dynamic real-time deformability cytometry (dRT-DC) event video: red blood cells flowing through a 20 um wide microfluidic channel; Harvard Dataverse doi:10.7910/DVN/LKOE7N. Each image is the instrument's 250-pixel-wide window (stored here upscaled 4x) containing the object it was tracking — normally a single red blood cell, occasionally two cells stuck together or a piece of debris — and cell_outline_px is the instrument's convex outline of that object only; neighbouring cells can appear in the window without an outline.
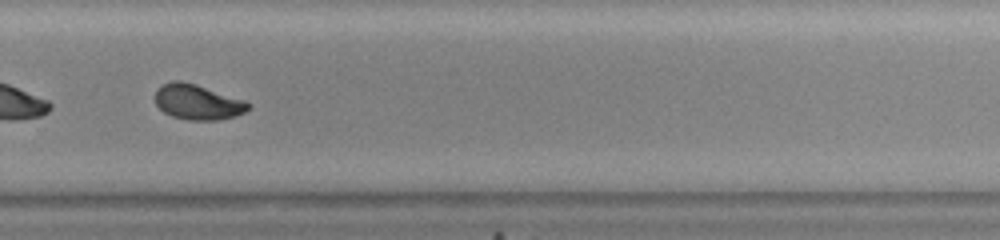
{"species": "common noctule bat (a hibernating species)", "species_latin": "Nyctalus noctula", "temperature_condition": "warm", "stored_images_in_passage": 41, "camera_frame_rate_fps": 3000, "um_per_image_px": 0.085, "animal": {"sex": "female", "body_mass_g": 23.0, "forearm_length_mm": 53.4}, "frame": {"image": 1, "passage_image": 24, "time_ms": 7.667, "image_size_px": [1000, 240], "cell_outline_px": [[252, 104], [244, 112], [236, 116], [216, 120], [188, 120], [172, 116], [164, 112], [156, 104], [156, 88], [172, 80], [180, 80], [196, 84], [244, 100]], "centroid_in_image_um": [16.79, 8.67], "position_along_channel_um": 313.0, "area_um2": 19.02}}
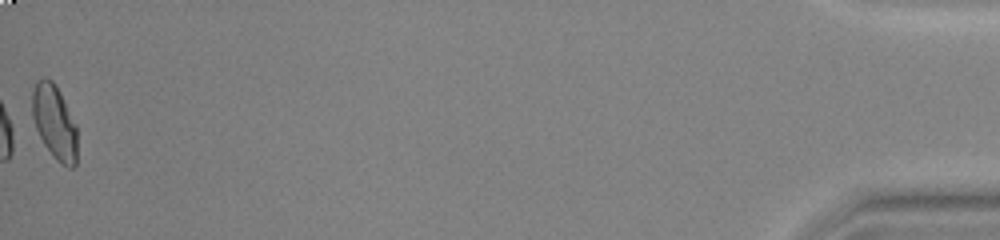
{"frame": {"image": 2, "passage_image": 41, "time_ms": 13.333, "image_size_px": [1000, 240], "cell_outline_px": [[76, 164], [72, 168], [68, 168], [60, 164], [56, 160], [44, 144], [36, 128], [32, 116], [32, 92], [36, 80], [44, 76], [52, 80], [60, 92], [76, 124]], "centroid_in_image_um": [4.62, 10.37], "position_along_channel_um": 430.6, "area_um2": 19.54}, "authors_computed_cell_mechanics": {"area_um2": 19.074, "velocity_mm_per_s": 3.8516, "shape_relaxation_time_tau1_ms": 6.1186, "shape_relaxation_time_tau2_ms": 1.4124, "deformation_change_tau1": 0.1864, "deformation_change_tau2": 0.0465}}